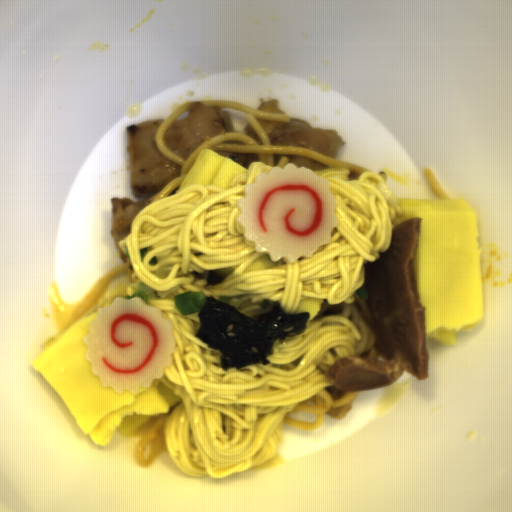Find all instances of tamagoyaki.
Returning <instances> with one entry per match:
<instances>
[{
    "label": "tamagoyaki",
    "mask_w": 512,
    "mask_h": 512,
    "mask_svg": "<svg viewBox=\"0 0 512 512\" xmlns=\"http://www.w3.org/2000/svg\"><path fill=\"white\" fill-rule=\"evenodd\" d=\"M126 289L112 292L32 359L33 369L64 401L83 434L103 446L117 431L131 440L143 438L157 417L171 413L184 402L160 378L136 392H115L93 374L84 341L89 322L96 319L99 308L109 306L114 298L127 297Z\"/></svg>",
    "instance_id": "833754b4"
},
{
    "label": "tamagoyaki",
    "mask_w": 512,
    "mask_h": 512,
    "mask_svg": "<svg viewBox=\"0 0 512 512\" xmlns=\"http://www.w3.org/2000/svg\"><path fill=\"white\" fill-rule=\"evenodd\" d=\"M247 169L213 150H202L177 193L191 185L214 186L227 190L235 177Z\"/></svg>",
    "instance_id": "9680ed9f"
},
{
    "label": "tamagoyaki",
    "mask_w": 512,
    "mask_h": 512,
    "mask_svg": "<svg viewBox=\"0 0 512 512\" xmlns=\"http://www.w3.org/2000/svg\"><path fill=\"white\" fill-rule=\"evenodd\" d=\"M394 227L421 217L415 279L426 308V336L454 345L481 325L480 243L475 212L464 200L400 198Z\"/></svg>",
    "instance_id": "81b7327e"
}]
</instances>
